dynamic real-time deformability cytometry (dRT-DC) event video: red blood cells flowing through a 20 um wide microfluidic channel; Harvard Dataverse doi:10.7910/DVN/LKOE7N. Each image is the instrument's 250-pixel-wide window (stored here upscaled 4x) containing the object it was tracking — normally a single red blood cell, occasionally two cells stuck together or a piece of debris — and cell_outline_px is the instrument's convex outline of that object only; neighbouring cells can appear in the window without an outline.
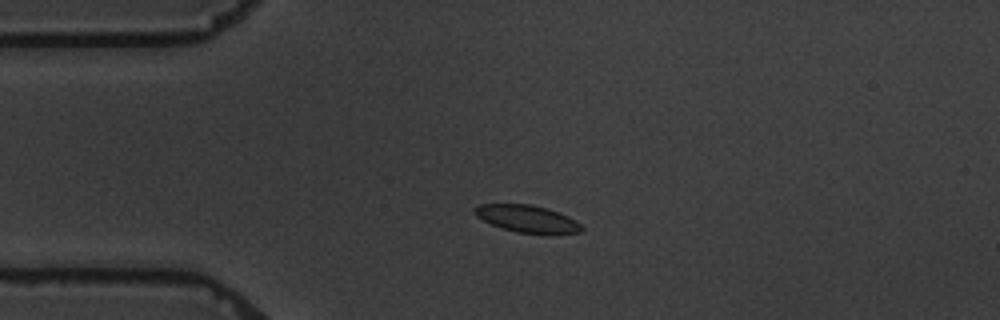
{"species": "common noctule bat (a hibernating species)", "species_latin": "Nyctalus noctula", "temperature_condition": "warm", "stored_images_in_passage": 7, "camera_frame_rate_fps": 3000, "um_per_image_px": 0.085, "animal": {"sex": "male", "body_mass_g": 19.5, "forearm_length_mm": 54.6}, "frame": {"image": 1, "passage_image": 2, "time_ms": 3.333, "image_size_px": [1000, 320], "cell_outline_px": [[584, 228], [580, 232], [552, 236], [516, 232], [492, 224], [476, 216], [472, 212], [472, 208], [480, 204], [532, 204], [568, 216], [576, 220]], "centroid_in_image_um": [44.84, 18.63], "position_along_channel_um": 40.2, "area_um2": 17.28}}
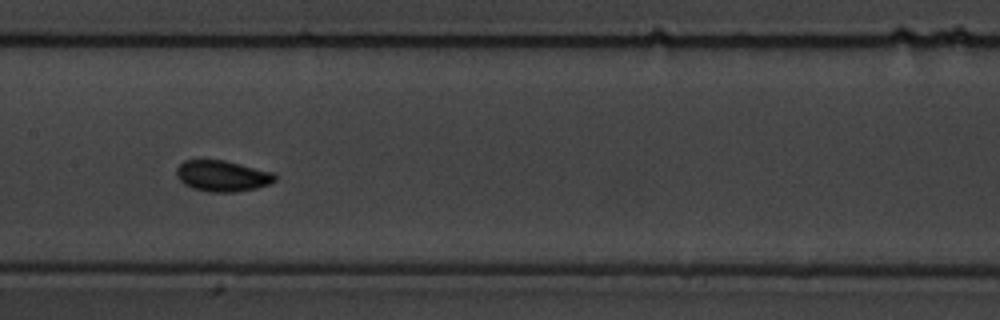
{"frame": {"image": 2, "passage_image": 6, "time_ms": 8.333, "image_size_px": [1000, 320], "cell_outline_px": [[276, 180], [268, 184], [256, 188], [236, 192], [208, 192], [192, 188], [184, 184], [176, 176], [176, 168], [184, 160], [224, 160], [272, 172], [276, 176]], "centroid_in_image_um": [18.87, 14.96], "position_along_channel_um": 188.5, "area_um2": 17.74}}
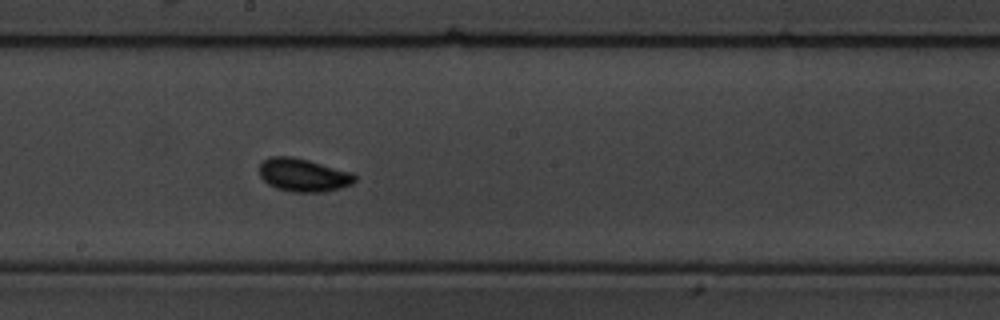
{"frame": {"image": 3, "passage_image": 7, "time_ms": 9.333, "image_size_px": [1000, 320], "cell_outline_px": [[356, 180], [352, 184], [340, 188], [324, 192], [292, 192], [276, 188], [268, 184], [260, 176], [260, 164], [268, 156], [292, 156], [308, 160], [352, 172], [356, 176]], "centroid_in_image_um": [25.78, 14.88], "position_along_channel_um": 222.4, "area_um2": 18.5}}